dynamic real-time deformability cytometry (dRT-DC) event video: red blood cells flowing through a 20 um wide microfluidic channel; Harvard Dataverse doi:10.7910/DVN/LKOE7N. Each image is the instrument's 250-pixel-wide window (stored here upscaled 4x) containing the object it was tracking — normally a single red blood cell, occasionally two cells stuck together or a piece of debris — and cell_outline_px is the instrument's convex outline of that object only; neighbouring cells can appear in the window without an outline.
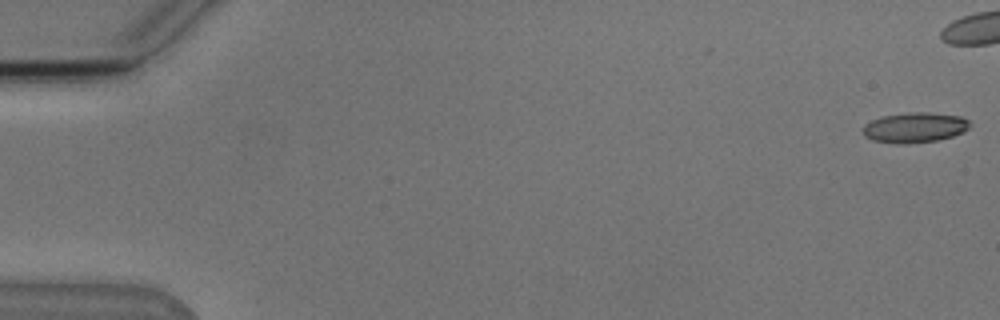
{"species": "Egyptian fruit bat (a non-hibernating species)", "species_latin": "Rousettus aegyptiacus", "temperature_condition": "cold", "stored_images_in_passage": 10, "camera_frame_rate_fps": 3000, "um_per_image_px": 0.085, "animal": {"sex": "male"}, "frame": {"image": 1, "passage_image": 1, "time_ms": 0.0, "image_size_px": [1000, 320], "cell_outline_px": [[972, 124], [964, 132], [952, 136], [936, 140], [908, 144], [896, 144], [872, 140], [864, 136], [864, 124], [880, 116], [912, 112], [928, 112], [960, 116], [968, 120]], "centroid_in_image_um": [77.75, 10.84], "position_along_channel_um": 7.3, "area_um2": 18.9}}